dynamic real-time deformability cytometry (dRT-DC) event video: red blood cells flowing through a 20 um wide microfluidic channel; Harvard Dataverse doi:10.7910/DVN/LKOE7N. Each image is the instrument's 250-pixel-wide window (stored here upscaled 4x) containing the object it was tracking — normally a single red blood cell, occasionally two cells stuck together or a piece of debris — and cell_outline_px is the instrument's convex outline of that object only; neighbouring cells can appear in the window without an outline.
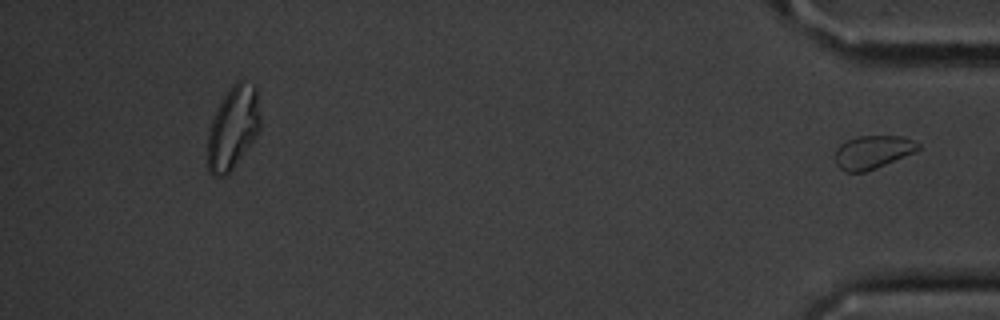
{"species": "common noctule bat (a hibernating species)", "species_latin": "Nyctalus noctula", "temperature_condition": "cold", "stored_images_in_passage": 37, "segment_of_instrument_passage": [2, 2], "camera_frame_rate_fps": 3000, "um_per_image_px": 0.085, "animal": {"sex": "male", "body_mass_g": 20.1, "forearm_length_mm": 53.5}, "frame": {"image": 1, "passage_image": 37, "time_ms": 12.0, "image_size_px": [1000, 320], "cell_outline_px": [[920, 148], [912, 152], [876, 168], [864, 172], [844, 172], [836, 164], [836, 148], [840, 144], [848, 140], [860, 136], [900, 136], [912, 140], [920, 144]], "centroid_in_image_um": [74.14, 12.93], "position_along_channel_um": 361.1, "area_um2": 15.72}}